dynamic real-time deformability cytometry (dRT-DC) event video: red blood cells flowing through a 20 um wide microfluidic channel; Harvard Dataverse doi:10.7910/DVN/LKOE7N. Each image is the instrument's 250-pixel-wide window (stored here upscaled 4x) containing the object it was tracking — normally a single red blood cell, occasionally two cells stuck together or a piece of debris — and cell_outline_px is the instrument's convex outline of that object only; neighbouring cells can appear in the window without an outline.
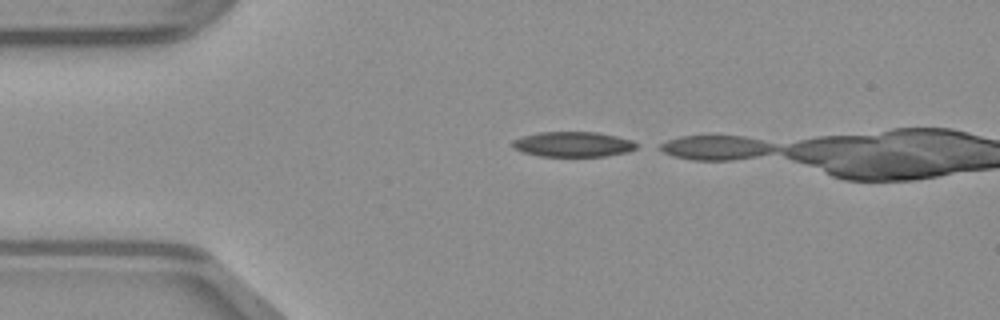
{"species": "common noctule bat (a hibernating species)", "species_latin": "Nyctalus noctula", "temperature_condition": "warm", "stored_images_in_passage": 3, "camera_frame_rate_fps": 3000, "um_per_image_px": 0.085, "animal": {"sex": "male", "body_mass_g": 23.1, "forearm_length_mm": 52.7}, "frame": {"image": 1, "passage_image": 1, "time_ms": 0.0, "image_size_px": [1000, 320], "cell_outline_px": [[640, 144], [636, 148], [628, 152], [604, 156], [540, 156], [524, 152], [512, 148], [512, 140], [524, 136], [540, 132], [596, 132], [616, 136], [632, 140]], "centroid_in_image_um": [48.73, 12.26], "position_along_channel_um": 36.3, "area_um2": 18.15}}